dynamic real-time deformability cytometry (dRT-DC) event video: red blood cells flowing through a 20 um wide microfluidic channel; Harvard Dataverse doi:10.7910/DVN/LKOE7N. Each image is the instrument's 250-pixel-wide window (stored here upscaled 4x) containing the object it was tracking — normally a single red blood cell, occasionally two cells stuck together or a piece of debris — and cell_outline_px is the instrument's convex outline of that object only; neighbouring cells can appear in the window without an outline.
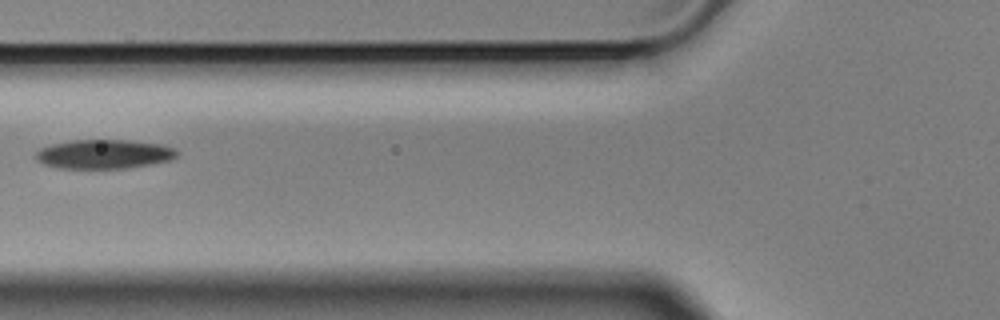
{"species": "Egyptian fruit bat (a non-hibernating species)", "species_latin": "Rousettus aegyptiacus", "temperature_condition": "cold", "stored_images_in_passage": 5, "camera_frame_rate_fps": 3000, "um_per_image_px": 0.085, "animal": {"sex": "male"}, "frame": {"image": 1, "passage_image": 5, "time_ms": 1.333, "image_size_px": [1000, 320], "cell_outline_px": [[180, 152], [172, 160], [128, 168], [56, 168], [44, 164], [36, 160], [32, 156], [40, 148], [52, 144], [72, 140], [128, 140], [164, 144], [176, 148]], "centroid_in_image_um": [8.85, 13.09], "position_along_channel_um": 116.9, "area_um2": 24.33}}